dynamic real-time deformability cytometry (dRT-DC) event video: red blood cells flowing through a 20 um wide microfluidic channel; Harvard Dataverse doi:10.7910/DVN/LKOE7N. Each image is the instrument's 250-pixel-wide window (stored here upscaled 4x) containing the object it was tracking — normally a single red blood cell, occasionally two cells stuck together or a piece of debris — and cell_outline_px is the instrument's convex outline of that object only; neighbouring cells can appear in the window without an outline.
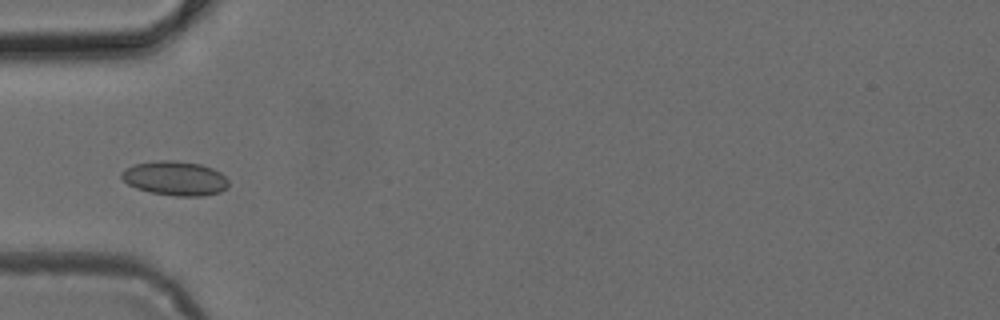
{"species": "common noctule bat (a hibernating species)", "species_latin": "Nyctalus noctula", "temperature_condition": "cold", "stored_images_in_passage": 5, "camera_frame_rate_fps": 3000, "um_per_image_px": 0.085, "animal": {"sex": "female", "body_mass_g": 24.6, "forearm_length_mm": 56.2}, "frame": {"image": 1, "passage_image": 5, "time_ms": 1.333, "image_size_px": [1000, 320], "cell_outline_px": [[228, 188], [220, 192], [204, 196], [176, 196], [152, 192], [136, 188], [128, 184], [120, 176], [120, 172], [124, 168], [136, 164], [160, 160], [176, 160], [200, 164], [212, 168], [220, 172], [228, 180]], "centroid_in_image_um": [14.89, 15.15], "position_along_channel_um": 70.1, "area_um2": 21.44}}